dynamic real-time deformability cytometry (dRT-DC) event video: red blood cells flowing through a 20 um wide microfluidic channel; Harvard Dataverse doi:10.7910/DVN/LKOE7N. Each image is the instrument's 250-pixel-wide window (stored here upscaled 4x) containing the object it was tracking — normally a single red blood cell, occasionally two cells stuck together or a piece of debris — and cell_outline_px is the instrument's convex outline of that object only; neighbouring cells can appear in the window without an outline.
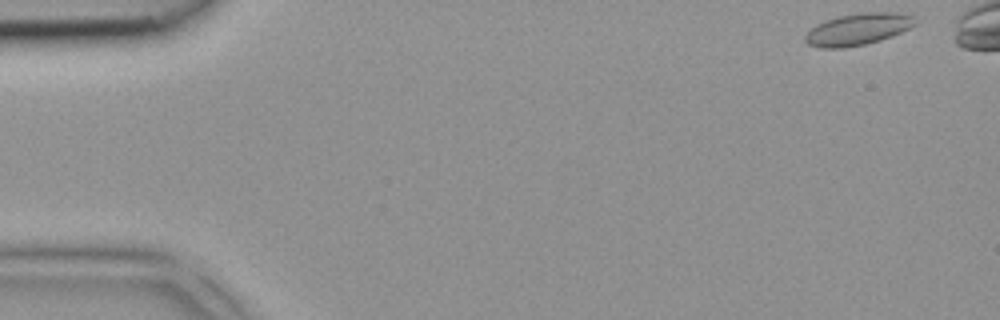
{"species": "common noctule bat (a hibernating species)", "species_latin": "Nyctalus noctula", "temperature_condition": "room temperature", "stored_images_in_passage": 5, "camera_frame_rate_fps": 3000, "um_per_image_px": 0.085, "animal": {"sex": "female", "body_mass_g": 18.4}, "frame": {"image": 1, "passage_image": 1, "time_ms": 0.0, "image_size_px": [1000, 320], "cell_outline_px": [[916, 24], [900, 32], [880, 40], [864, 44], [844, 48], [820, 48], [808, 44], [804, 40], [804, 36], [816, 24], [840, 16], [860, 12], [900, 12], [912, 16]], "centroid_in_image_um": [72.9, 2.48], "position_along_channel_um": 12.1, "area_um2": 20.11}}